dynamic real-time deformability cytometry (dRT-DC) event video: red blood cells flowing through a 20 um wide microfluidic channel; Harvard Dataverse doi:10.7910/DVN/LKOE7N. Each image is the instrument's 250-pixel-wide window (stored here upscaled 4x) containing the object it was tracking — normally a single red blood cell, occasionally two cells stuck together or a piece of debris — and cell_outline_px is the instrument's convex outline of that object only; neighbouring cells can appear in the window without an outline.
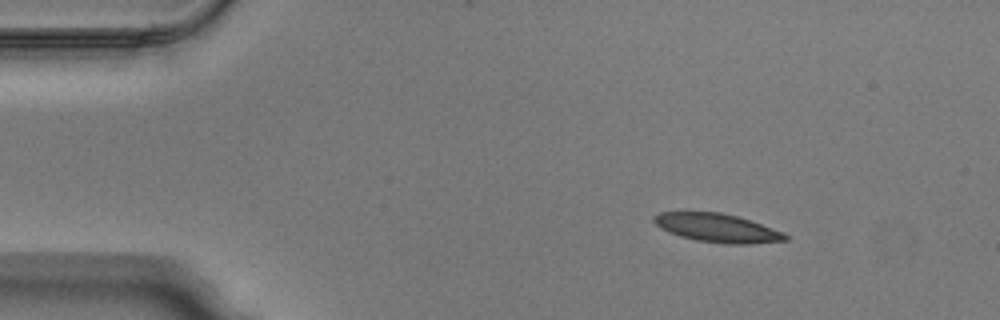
{"species": "Egyptian fruit bat (a non-hibernating species)", "species_latin": "Rousettus aegyptiacus", "temperature_condition": "warm", "stored_images_in_passage": 37, "camera_frame_rate_fps": 3000, "um_per_image_px": 0.085, "animal": {"sex": "male"}, "frame": {"image": 1, "passage_image": 1, "time_ms": 0.0, "image_size_px": [1000, 320], "cell_outline_px": [[788, 240], [748, 244], [728, 244], [696, 240], [680, 236], [668, 232], [660, 228], [652, 220], [652, 216], [660, 212], [720, 212], [736, 216], [784, 232], [788, 236]], "centroid_in_image_um": [60.93, 19.37], "position_along_channel_um": 24.1, "area_um2": 21.73}}
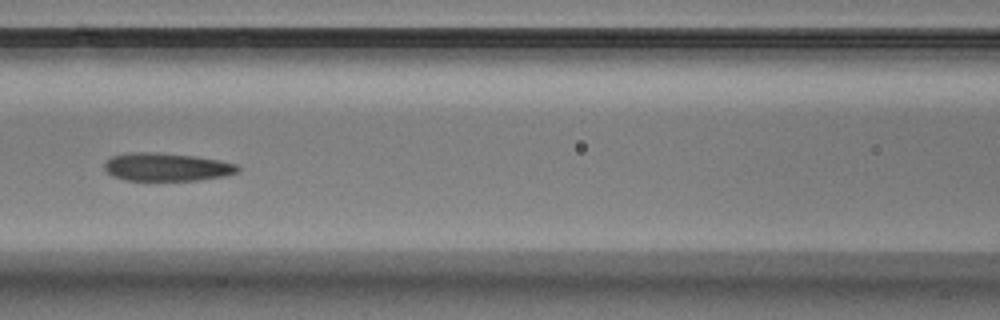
{"frame": {"image": 2, "passage_image": 16, "time_ms": 5.0, "image_size_px": [1000, 320], "cell_outline_px": [[240, 168], [236, 172], [224, 176], [200, 180], [128, 180], [112, 176], [104, 168], [104, 164], [112, 156], [132, 152], [160, 152], [196, 156], [236, 164]], "centroid_in_image_um": [14.15, 14.19], "position_along_channel_um": 152.4, "area_um2": 21.68}}
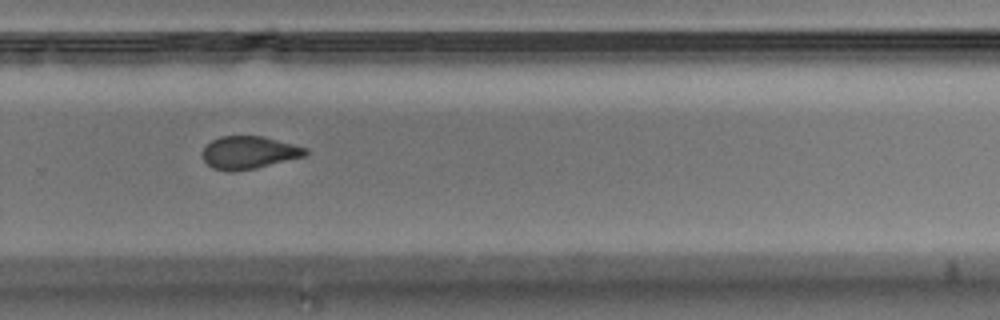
{"frame": {"image": 3, "passage_image": 27, "time_ms": 8.667, "image_size_px": [1000, 320], "cell_outline_px": [[308, 152], [304, 156], [256, 168], [232, 172], [228, 172], [212, 168], [200, 156], [204, 148], [212, 140], [220, 136], [264, 136], [308, 148]], "centroid_in_image_um": [21.14, 12.97], "position_along_channel_um": 308.7, "area_um2": 19.71}, "authors_computed_cell_mechanics": {"area_um2": 22.1952, "velocity_mm_per_s": 4.0177, "shape_relaxation_time_tau1_ms": 4.0215, "shape_relaxation_time_tau2_ms": 1.4439, "deformation_change_tau1": 0.2282, "deformation_change_tau2": 0.0826}}